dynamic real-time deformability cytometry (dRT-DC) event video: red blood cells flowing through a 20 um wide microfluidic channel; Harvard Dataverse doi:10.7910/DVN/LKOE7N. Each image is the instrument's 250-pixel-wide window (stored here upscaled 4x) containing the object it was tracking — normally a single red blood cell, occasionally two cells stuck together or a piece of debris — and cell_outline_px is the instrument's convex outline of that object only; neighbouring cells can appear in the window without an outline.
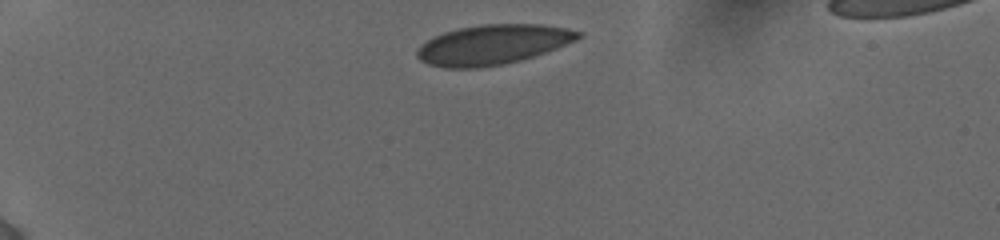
{"species": "human", "species_latin": "Homo sapiens", "temperature_condition": "cold", "stored_images_in_passage": 78, "camera_frame_rate_fps": 3000, "um_per_image_px": 0.085, "donor": {"sex": "female"}, "frame": {"image": 1, "passage_image": 1, "time_ms": 0.0, "image_size_px": [1000, 240], "cell_outline_px": [[584, 36], [576, 40], [556, 48], [520, 60], [504, 64], [480, 68], [444, 68], [428, 64], [420, 60], [416, 56], [416, 52], [420, 44], [432, 36], [444, 32], [460, 28], [480, 24], [540, 24], [568, 28], [584, 32]], "centroid_in_image_um": [41.87, 3.79], "position_along_channel_um": 43.1, "area_um2": 37.63}}
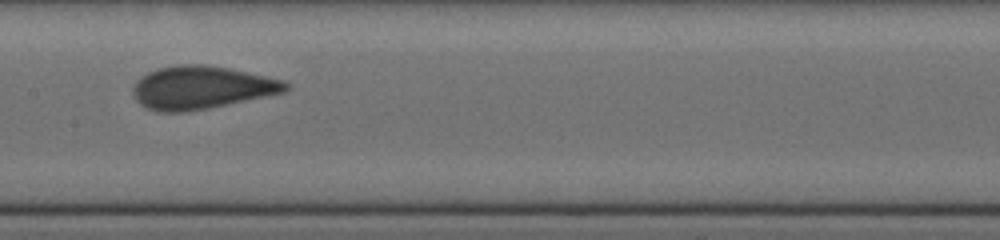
{"frame": {"image": 2, "passage_image": 45, "time_ms": 5.333, "image_size_px": [1000, 240], "cell_outline_px": [[288, 88], [284, 92], [208, 108], [188, 112], [156, 112], [144, 108], [132, 96], [132, 88], [136, 80], [148, 72], [160, 68], [180, 64], [200, 64], [228, 68], [284, 80], [288, 84]], "centroid_in_image_um": [17.05, 7.45], "position_along_channel_um": 190.3, "area_um2": 38.15}}
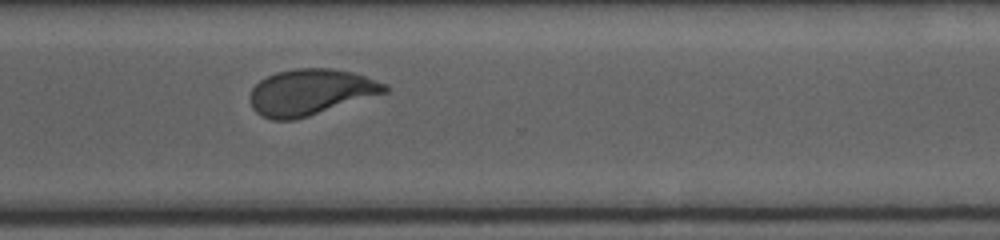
{"frame": {"image": 3, "passage_image": 77, "time_ms": 9.333, "image_size_px": [1000, 240], "cell_outline_px": [[388, 92], [296, 120], [272, 120], [260, 116], [252, 108], [248, 96], [252, 88], [260, 80], [276, 72], [292, 68], [332, 68], [356, 72], [388, 84]], "centroid_in_image_um": [26.4, 7.83], "position_along_channel_um": 344.2, "area_um2": 36.7}}